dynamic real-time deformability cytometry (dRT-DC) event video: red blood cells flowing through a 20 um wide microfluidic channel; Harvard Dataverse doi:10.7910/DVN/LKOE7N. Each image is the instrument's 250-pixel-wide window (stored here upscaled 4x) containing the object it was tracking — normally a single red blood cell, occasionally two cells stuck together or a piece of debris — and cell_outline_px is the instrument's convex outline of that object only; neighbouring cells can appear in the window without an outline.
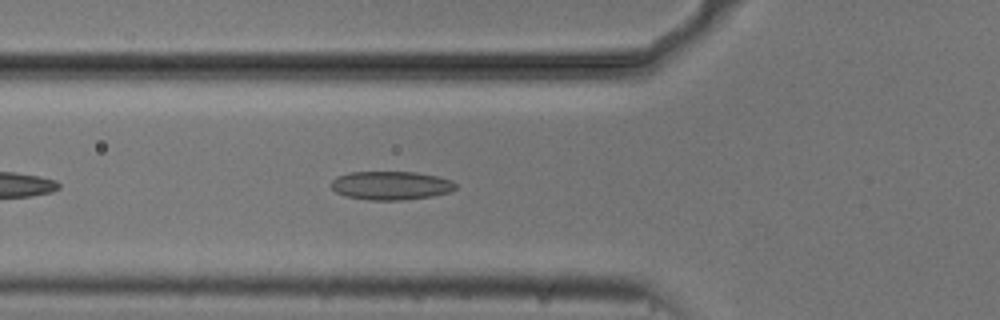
{"species": "common noctule bat (a hibernating species)", "species_latin": "Nyctalus noctula", "temperature_condition": "cold", "stored_images_in_passage": 19, "camera_frame_rate_fps": 3000, "um_per_image_px": 0.085, "animal": {"sex": "male", "body_mass_g": 20.5, "forearm_length_mm": 52.5}, "frame": {"image": 1, "passage_image": 6, "time_ms": 1.667, "image_size_px": [1000, 320], "cell_outline_px": [[456, 188], [448, 192], [432, 196], [404, 200], [368, 200], [344, 196], [336, 192], [328, 184], [336, 176], [348, 172], [416, 172], [436, 176], [452, 180], [456, 184]], "centroid_in_image_um": [33.18, 15.77], "position_along_channel_um": 92.6, "area_um2": 20.92}}
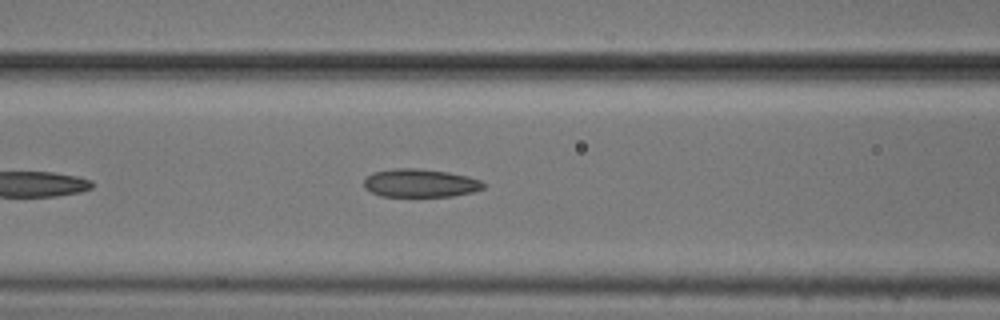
{"frame": {"image": 2, "passage_image": 9, "time_ms": 2.667, "image_size_px": [1000, 320], "cell_outline_px": [[484, 188], [476, 192], [452, 196], [380, 196], [364, 188], [364, 180], [372, 172], [392, 168], [420, 168], [448, 172], [468, 176], [480, 180], [484, 184]], "centroid_in_image_um": [35.72, 15.56], "position_along_channel_um": 130.9, "area_um2": 19.83}}
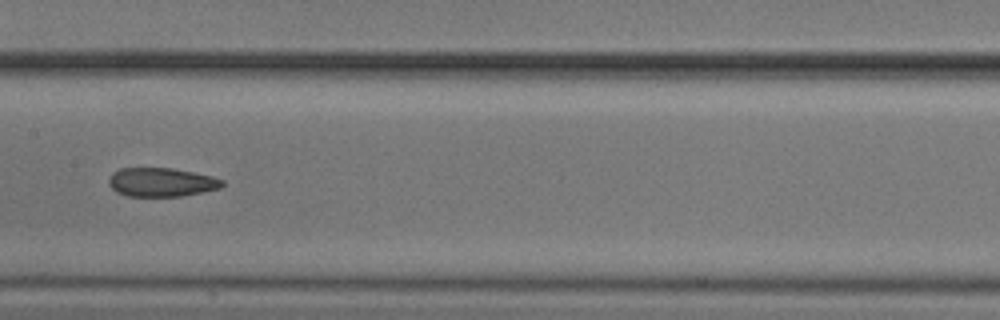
{"frame": {"image": 3, "passage_image": 14, "time_ms": 4.333, "image_size_px": [1000, 320], "cell_outline_px": [[224, 184], [220, 188], [180, 196], [128, 196], [116, 192], [108, 184], [108, 180], [112, 172], [120, 168], [172, 168], [212, 176], [224, 180]], "centroid_in_image_um": [13.69, 15.48], "position_along_channel_um": 193.7, "area_um2": 19.02}}